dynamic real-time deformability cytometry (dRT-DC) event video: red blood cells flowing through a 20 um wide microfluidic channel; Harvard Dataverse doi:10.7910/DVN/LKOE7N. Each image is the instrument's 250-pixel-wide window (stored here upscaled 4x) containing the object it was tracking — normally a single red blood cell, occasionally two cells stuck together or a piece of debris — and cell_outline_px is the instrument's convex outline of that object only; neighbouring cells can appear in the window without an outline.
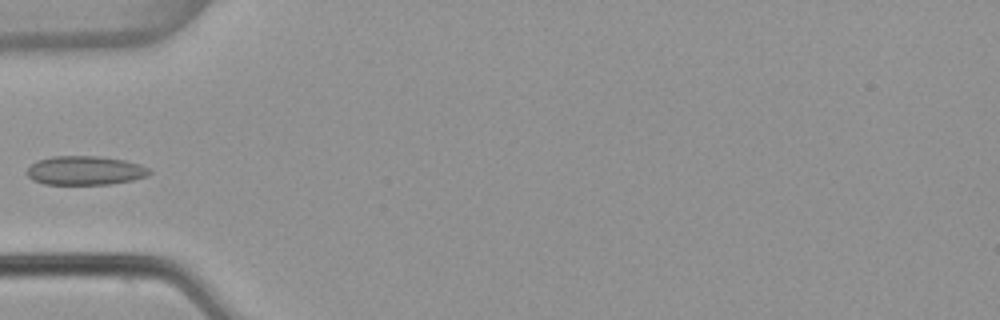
{"species": "common noctule bat (a hibernating species)", "species_latin": "Nyctalus noctula", "temperature_condition": "warm", "stored_images_in_passage": 5, "camera_frame_rate_fps": 3000, "um_per_image_px": 0.085, "animal": {"sex": "female", "body_mass_g": 22.7, "forearm_length_mm": 54.2}, "frame": {"image": 1, "passage_image": 5, "time_ms": 1.333, "image_size_px": [1000, 320], "cell_outline_px": [[152, 172], [148, 176], [132, 180], [112, 184], [44, 184], [32, 180], [28, 176], [28, 168], [36, 160], [52, 156], [100, 156], [124, 160], [140, 164], [148, 168]], "centroid_in_image_um": [7.24, 14.49], "position_along_channel_um": 77.8, "area_um2": 20.75}}